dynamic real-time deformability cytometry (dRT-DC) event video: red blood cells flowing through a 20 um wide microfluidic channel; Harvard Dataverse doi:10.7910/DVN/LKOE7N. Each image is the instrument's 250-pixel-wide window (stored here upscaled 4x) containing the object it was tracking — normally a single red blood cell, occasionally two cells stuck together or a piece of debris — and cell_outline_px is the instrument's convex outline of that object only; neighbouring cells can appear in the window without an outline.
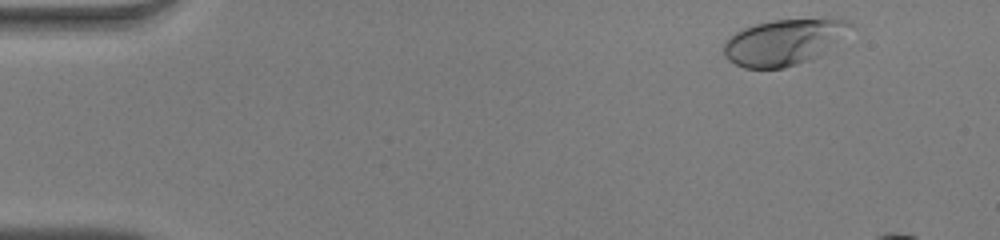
{"species": "human", "species_latin": "Homo sapiens", "temperature_condition": "warm", "stored_images_in_passage": 40, "camera_frame_rate_fps": 3000, "um_per_image_px": 0.085, "donor": {"sex": "male"}, "frame": {"image": 1, "passage_image": 2, "time_ms": 0.333, "image_size_px": [1000, 240], "cell_outline_px": [[856, 28], [812, 60], [784, 68], [744, 68], [728, 60], [724, 56], [724, 44], [736, 32], [744, 28], [756, 24], [772, 20], [824, 16], [828, 16], [852, 20], [856, 24]], "centroid_in_image_um": [66.76, 3.52], "position_along_channel_um": 18.2, "area_um2": 34.85}}
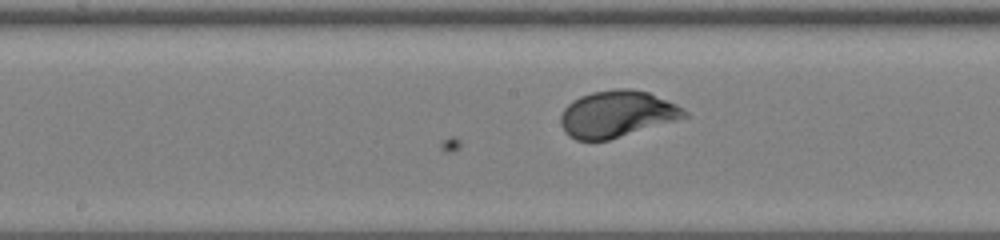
{"frame": {"image": 2, "passage_image": 24, "time_ms": 7.667, "image_size_px": [1000, 240], "cell_outline_px": [[692, 116], [608, 140], [576, 140], [568, 136], [564, 132], [560, 124], [560, 116], [564, 108], [572, 100], [580, 96], [592, 92], [616, 88], [628, 88], [648, 92], [676, 104], [684, 108]], "centroid_in_image_um": [52.44, 9.69], "position_along_channel_um": 195.8, "area_um2": 33.87}}
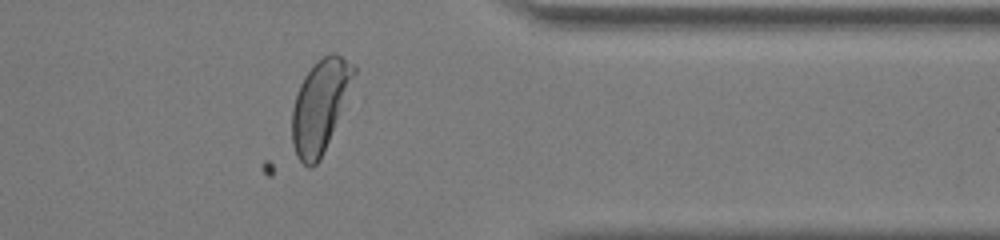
{"frame": {"image": 3, "passage_image": 39, "time_ms": 12.667, "image_size_px": [1000, 240], "cell_outline_px": [[356, 72], [320, 160], [312, 168], [308, 168], [296, 156], [292, 144], [292, 108], [300, 84], [304, 76], [324, 56], [332, 52], [336, 52], [352, 64], [356, 68]], "centroid_in_image_um": [27.17, 9.02], "position_along_channel_um": 384.2, "area_um2": 32.25}}